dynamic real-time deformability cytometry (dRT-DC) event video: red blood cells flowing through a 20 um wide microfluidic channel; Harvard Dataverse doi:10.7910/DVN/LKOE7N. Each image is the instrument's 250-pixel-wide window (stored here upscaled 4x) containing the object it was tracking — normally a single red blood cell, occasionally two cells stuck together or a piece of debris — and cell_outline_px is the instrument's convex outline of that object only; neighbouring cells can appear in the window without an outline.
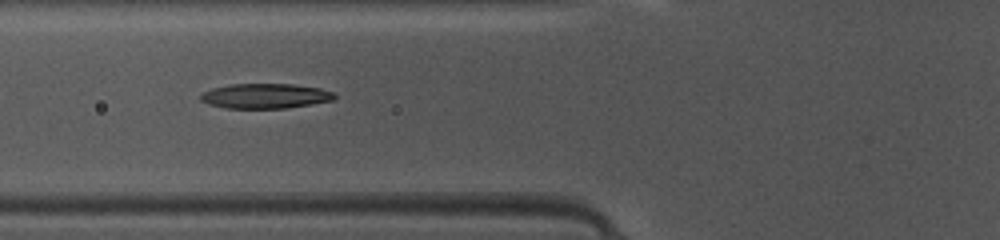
{"species": "common noctule bat (a hibernating species)", "species_latin": "Nyctalus noctula", "temperature_condition": "warm", "stored_images_in_passage": 35, "camera_frame_rate_fps": 3000, "um_per_image_px": 0.085, "animal": {"sex": "female", "body_mass_g": 10.0, "forearm_length_mm": 53.1}, "frame": {"image": 1, "passage_image": 6, "time_ms": 1.667, "image_size_px": [1000, 240], "cell_outline_px": [[336, 96], [332, 100], [284, 108], [224, 108], [208, 104], [200, 100], [200, 96], [204, 92], [212, 88], [228, 84], [292, 84], [320, 88], [332, 92]], "centroid_in_image_um": [22.49, 8.15], "position_along_channel_um": 103.3, "area_um2": 19.25}}
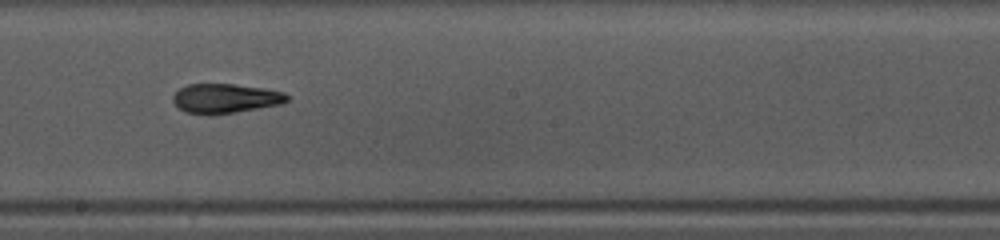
{"frame": {"image": 2, "passage_image": 15, "time_ms": 4.667, "image_size_px": [1000, 240], "cell_outline_px": [[288, 100], [280, 104], [236, 112], [212, 116], [208, 116], [184, 112], [172, 100], [172, 96], [180, 88], [188, 84], [232, 84], [264, 88], [284, 92], [288, 96]], "centroid_in_image_um": [19.12, 8.38], "position_along_channel_um": 229.1, "area_um2": 19.71}}
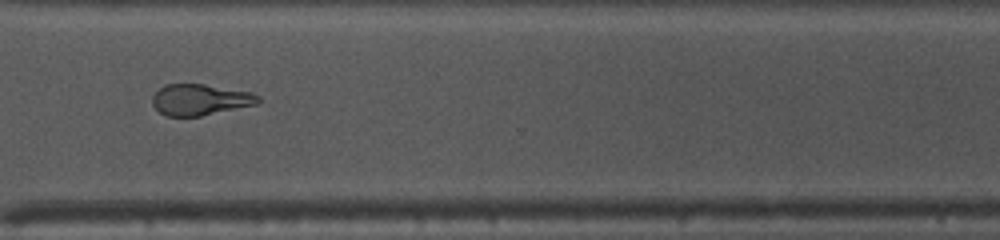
{"frame": {"image": 3, "passage_image": 24, "time_ms": 7.667, "image_size_px": [1000, 240], "cell_outline_px": [[260, 100], [256, 104], [200, 116], [164, 116], [152, 104], [152, 96], [164, 84], [204, 84], [252, 92], [260, 96]], "centroid_in_image_um": [17.0, 8.46], "position_along_channel_um": 353.6, "area_um2": 19.13}, "authors_computed_cell_mechanics": {"area_um2": 19.7098, "velocity_mm_per_s": 4.1577, "shape_relaxation_time_tau1_ms": 6.574, "shape_relaxation_time_tau2_ms": 2.2731, "deformation_change_tau1": 0.2121, "deformation_change_tau2": 0.119}}